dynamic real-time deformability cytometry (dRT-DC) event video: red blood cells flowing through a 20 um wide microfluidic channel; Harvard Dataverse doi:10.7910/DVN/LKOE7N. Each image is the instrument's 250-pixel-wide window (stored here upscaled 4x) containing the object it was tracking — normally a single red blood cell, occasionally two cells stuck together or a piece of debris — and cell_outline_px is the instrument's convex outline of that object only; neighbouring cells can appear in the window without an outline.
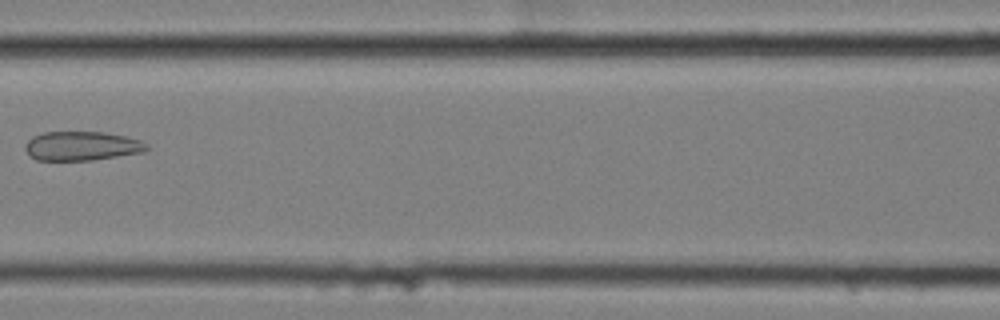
{"species": "common noctule bat (a hibernating species)", "species_latin": "Nyctalus noctula", "temperature_condition": "cold", "stored_images_in_passage": 3, "camera_frame_rate_fps": 3000, "um_per_image_px": 0.085, "animal": {"sex": "female", "body_mass_g": 25.1}, "frame": {"image": 1, "passage_image": 3, "time_ms": 0.667, "image_size_px": [1000, 320], "cell_outline_px": [[148, 148], [144, 152], [92, 160], [36, 160], [24, 148], [24, 144], [32, 136], [44, 132], [104, 132], [124, 136], [140, 140], [148, 144]], "centroid_in_image_um": [6.95, 12.4], "position_along_channel_um": 159.7, "area_um2": 20.58}}